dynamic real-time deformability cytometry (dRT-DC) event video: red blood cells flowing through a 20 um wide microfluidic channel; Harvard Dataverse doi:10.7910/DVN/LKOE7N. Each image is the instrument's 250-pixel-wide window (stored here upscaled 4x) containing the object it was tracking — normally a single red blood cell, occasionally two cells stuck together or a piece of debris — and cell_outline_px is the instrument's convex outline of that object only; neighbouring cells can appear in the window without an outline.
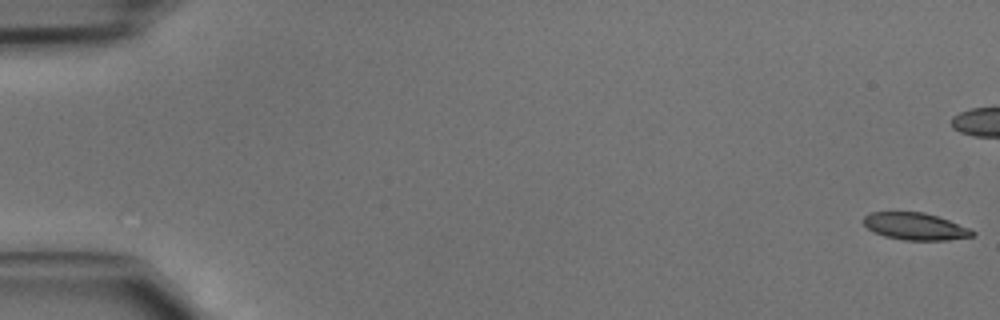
{"species": "common noctule bat (a hibernating species)", "species_latin": "Nyctalus noctula", "temperature_condition": "cold", "stored_images_in_passage": 47, "camera_frame_rate_fps": 3000, "um_per_image_px": 0.085, "animal": {"sex": "male", "body_mass_g": 15.6}, "frame": {"image": 1, "passage_image": 1, "time_ms": 0.0, "image_size_px": [1000, 320], "cell_outline_px": [[976, 232], [972, 236], [948, 240], [904, 240], [884, 236], [872, 232], [864, 224], [864, 216], [872, 212], [924, 212], [948, 220], [968, 228]], "centroid_in_image_um": [77.76, 19.24], "position_along_channel_um": 7.2, "area_um2": 17.05}}
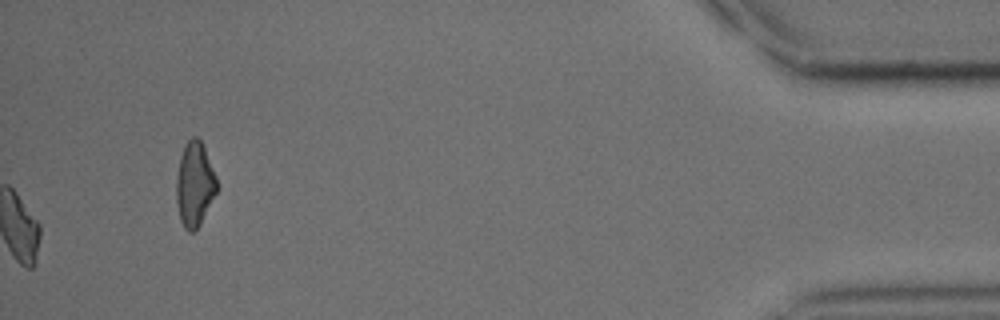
{"frame": {"image": 2, "passage_image": 47, "time_ms": 15.333, "image_size_px": [1000, 320], "cell_outline_px": [[216, 192], [200, 224], [192, 232], [188, 232], [184, 228], [180, 220], [176, 204], [176, 176], [180, 156], [184, 144], [192, 136], [196, 136], [200, 140], [204, 148], [216, 176]], "centroid_in_image_um": [16.51, 15.66], "position_along_channel_um": 418.7, "area_um2": 19.83}}